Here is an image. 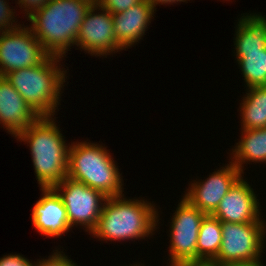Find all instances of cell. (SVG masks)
Wrapping results in <instances>:
<instances>
[{
    "label": "cell",
    "instance_id": "5",
    "mask_svg": "<svg viewBox=\"0 0 266 266\" xmlns=\"http://www.w3.org/2000/svg\"><path fill=\"white\" fill-rule=\"evenodd\" d=\"M109 150L98 143L72 142L67 177L94 188L106 197L124 195L123 179Z\"/></svg>",
    "mask_w": 266,
    "mask_h": 266
},
{
    "label": "cell",
    "instance_id": "26",
    "mask_svg": "<svg viewBox=\"0 0 266 266\" xmlns=\"http://www.w3.org/2000/svg\"><path fill=\"white\" fill-rule=\"evenodd\" d=\"M176 266H219L214 260H197L180 263Z\"/></svg>",
    "mask_w": 266,
    "mask_h": 266
},
{
    "label": "cell",
    "instance_id": "18",
    "mask_svg": "<svg viewBox=\"0 0 266 266\" xmlns=\"http://www.w3.org/2000/svg\"><path fill=\"white\" fill-rule=\"evenodd\" d=\"M246 89L239 106L241 129L266 128V85Z\"/></svg>",
    "mask_w": 266,
    "mask_h": 266
},
{
    "label": "cell",
    "instance_id": "15",
    "mask_svg": "<svg viewBox=\"0 0 266 266\" xmlns=\"http://www.w3.org/2000/svg\"><path fill=\"white\" fill-rule=\"evenodd\" d=\"M154 11L156 10L149 2L142 0L124 12L112 14L116 42L124 50L143 39L154 19Z\"/></svg>",
    "mask_w": 266,
    "mask_h": 266
},
{
    "label": "cell",
    "instance_id": "3",
    "mask_svg": "<svg viewBox=\"0 0 266 266\" xmlns=\"http://www.w3.org/2000/svg\"><path fill=\"white\" fill-rule=\"evenodd\" d=\"M124 195L109 197L104 203L92 237L102 241L145 239L154 235L159 225L156 206L145 199H127Z\"/></svg>",
    "mask_w": 266,
    "mask_h": 266
},
{
    "label": "cell",
    "instance_id": "7",
    "mask_svg": "<svg viewBox=\"0 0 266 266\" xmlns=\"http://www.w3.org/2000/svg\"><path fill=\"white\" fill-rule=\"evenodd\" d=\"M53 189L57 192L66 208L69 224L82 226L89 235L97 227L106 197L100 191L84 183L66 177Z\"/></svg>",
    "mask_w": 266,
    "mask_h": 266
},
{
    "label": "cell",
    "instance_id": "20",
    "mask_svg": "<svg viewBox=\"0 0 266 266\" xmlns=\"http://www.w3.org/2000/svg\"><path fill=\"white\" fill-rule=\"evenodd\" d=\"M235 60L247 88L266 85V49L262 52L246 53V56H236Z\"/></svg>",
    "mask_w": 266,
    "mask_h": 266
},
{
    "label": "cell",
    "instance_id": "2",
    "mask_svg": "<svg viewBox=\"0 0 266 266\" xmlns=\"http://www.w3.org/2000/svg\"><path fill=\"white\" fill-rule=\"evenodd\" d=\"M55 119L39 116L15 137L30 147L36 180L41 188H53L67 177L70 144L67 145Z\"/></svg>",
    "mask_w": 266,
    "mask_h": 266
},
{
    "label": "cell",
    "instance_id": "29",
    "mask_svg": "<svg viewBox=\"0 0 266 266\" xmlns=\"http://www.w3.org/2000/svg\"><path fill=\"white\" fill-rule=\"evenodd\" d=\"M126 266H127V265H126ZM129 266H130V265H129ZM131 266H144V264H141V265H140V263H139V264H133V265L131 264Z\"/></svg>",
    "mask_w": 266,
    "mask_h": 266
},
{
    "label": "cell",
    "instance_id": "4",
    "mask_svg": "<svg viewBox=\"0 0 266 266\" xmlns=\"http://www.w3.org/2000/svg\"><path fill=\"white\" fill-rule=\"evenodd\" d=\"M62 59L49 55L41 64L14 70L4 76L39 116H54L60 105L68 77L67 70L60 67Z\"/></svg>",
    "mask_w": 266,
    "mask_h": 266
},
{
    "label": "cell",
    "instance_id": "22",
    "mask_svg": "<svg viewBox=\"0 0 266 266\" xmlns=\"http://www.w3.org/2000/svg\"><path fill=\"white\" fill-rule=\"evenodd\" d=\"M141 1L142 0H95V3L107 9L111 14H115L124 12Z\"/></svg>",
    "mask_w": 266,
    "mask_h": 266
},
{
    "label": "cell",
    "instance_id": "6",
    "mask_svg": "<svg viewBox=\"0 0 266 266\" xmlns=\"http://www.w3.org/2000/svg\"><path fill=\"white\" fill-rule=\"evenodd\" d=\"M222 242L213 259L219 266L227 263L260 260L265 248L266 224L264 222H221Z\"/></svg>",
    "mask_w": 266,
    "mask_h": 266
},
{
    "label": "cell",
    "instance_id": "9",
    "mask_svg": "<svg viewBox=\"0 0 266 266\" xmlns=\"http://www.w3.org/2000/svg\"><path fill=\"white\" fill-rule=\"evenodd\" d=\"M49 55L29 26L0 32V77L41 64Z\"/></svg>",
    "mask_w": 266,
    "mask_h": 266
},
{
    "label": "cell",
    "instance_id": "12",
    "mask_svg": "<svg viewBox=\"0 0 266 266\" xmlns=\"http://www.w3.org/2000/svg\"><path fill=\"white\" fill-rule=\"evenodd\" d=\"M242 175L229 189L211 214L220 222L249 223L265 222L260 213L261 205L253 188ZM260 205V206H259Z\"/></svg>",
    "mask_w": 266,
    "mask_h": 266
},
{
    "label": "cell",
    "instance_id": "11",
    "mask_svg": "<svg viewBox=\"0 0 266 266\" xmlns=\"http://www.w3.org/2000/svg\"><path fill=\"white\" fill-rule=\"evenodd\" d=\"M242 174L232 162H229L212 172L207 179L190 183L191 186L189 184L183 197L200 211L211 215Z\"/></svg>",
    "mask_w": 266,
    "mask_h": 266
},
{
    "label": "cell",
    "instance_id": "19",
    "mask_svg": "<svg viewBox=\"0 0 266 266\" xmlns=\"http://www.w3.org/2000/svg\"><path fill=\"white\" fill-rule=\"evenodd\" d=\"M221 222L212 215H206L201 222L197 239V260H213L221 247Z\"/></svg>",
    "mask_w": 266,
    "mask_h": 266
},
{
    "label": "cell",
    "instance_id": "10",
    "mask_svg": "<svg viewBox=\"0 0 266 266\" xmlns=\"http://www.w3.org/2000/svg\"><path fill=\"white\" fill-rule=\"evenodd\" d=\"M95 10H100L97 13ZM96 12V13H95ZM77 47L91 56L106 57L124 50L115 39L112 14L95 2L87 11L76 37Z\"/></svg>",
    "mask_w": 266,
    "mask_h": 266
},
{
    "label": "cell",
    "instance_id": "27",
    "mask_svg": "<svg viewBox=\"0 0 266 266\" xmlns=\"http://www.w3.org/2000/svg\"><path fill=\"white\" fill-rule=\"evenodd\" d=\"M147 2H149L153 8L156 10V6L159 4L161 5H165V4H173V3H178V2H187V1H190V0H146Z\"/></svg>",
    "mask_w": 266,
    "mask_h": 266
},
{
    "label": "cell",
    "instance_id": "1",
    "mask_svg": "<svg viewBox=\"0 0 266 266\" xmlns=\"http://www.w3.org/2000/svg\"><path fill=\"white\" fill-rule=\"evenodd\" d=\"M95 0H50L46 6L27 18L30 29L41 46L50 54L66 57L84 17ZM69 49V50H68Z\"/></svg>",
    "mask_w": 266,
    "mask_h": 266
},
{
    "label": "cell",
    "instance_id": "23",
    "mask_svg": "<svg viewBox=\"0 0 266 266\" xmlns=\"http://www.w3.org/2000/svg\"><path fill=\"white\" fill-rule=\"evenodd\" d=\"M54 251L47 259H38L39 261L36 263L34 261V266H78L63 251H58L57 249Z\"/></svg>",
    "mask_w": 266,
    "mask_h": 266
},
{
    "label": "cell",
    "instance_id": "21",
    "mask_svg": "<svg viewBox=\"0 0 266 266\" xmlns=\"http://www.w3.org/2000/svg\"><path fill=\"white\" fill-rule=\"evenodd\" d=\"M8 3L9 2L6 0H0V32L6 31L8 29H14L21 25L17 23L18 20L14 17V14L16 13L15 10L13 7L10 9L11 7Z\"/></svg>",
    "mask_w": 266,
    "mask_h": 266
},
{
    "label": "cell",
    "instance_id": "17",
    "mask_svg": "<svg viewBox=\"0 0 266 266\" xmlns=\"http://www.w3.org/2000/svg\"><path fill=\"white\" fill-rule=\"evenodd\" d=\"M240 140L232 148L231 162L244 174L248 162L266 164V128L241 130Z\"/></svg>",
    "mask_w": 266,
    "mask_h": 266
},
{
    "label": "cell",
    "instance_id": "28",
    "mask_svg": "<svg viewBox=\"0 0 266 266\" xmlns=\"http://www.w3.org/2000/svg\"><path fill=\"white\" fill-rule=\"evenodd\" d=\"M262 260H255L252 262H238V263H227L221 266H264Z\"/></svg>",
    "mask_w": 266,
    "mask_h": 266
},
{
    "label": "cell",
    "instance_id": "25",
    "mask_svg": "<svg viewBox=\"0 0 266 266\" xmlns=\"http://www.w3.org/2000/svg\"><path fill=\"white\" fill-rule=\"evenodd\" d=\"M0 266H34V263L23 255L8 254L0 258Z\"/></svg>",
    "mask_w": 266,
    "mask_h": 266
},
{
    "label": "cell",
    "instance_id": "24",
    "mask_svg": "<svg viewBox=\"0 0 266 266\" xmlns=\"http://www.w3.org/2000/svg\"><path fill=\"white\" fill-rule=\"evenodd\" d=\"M50 0H18L17 4L20 9L25 11L26 18L30 17L35 11L40 10L48 4Z\"/></svg>",
    "mask_w": 266,
    "mask_h": 266
},
{
    "label": "cell",
    "instance_id": "14",
    "mask_svg": "<svg viewBox=\"0 0 266 266\" xmlns=\"http://www.w3.org/2000/svg\"><path fill=\"white\" fill-rule=\"evenodd\" d=\"M38 117L8 80L0 77V124L7 133L16 137Z\"/></svg>",
    "mask_w": 266,
    "mask_h": 266
},
{
    "label": "cell",
    "instance_id": "8",
    "mask_svg": "<svg viewBox=\"0 0 266 266\" xmlns=\"http://www.w3.org/2000/svg\"><path fill=\"white\" fill-rule=\"evenodd\" d=\"M206 215L182 196L170 222L168 266L197 261V239Z\"/></svg>",
    "mask_w": 266,
    "mask_h": 266
},
{
    "label": "cell",
    "instance_id": "13",
    "mask_svg": "<svg viewBox=\"0 0 266 266\" xmlns=\"http://www.w3.org/2000/svg\"><path fill=\"white\" fill-rule=\"evenodd\" d=\"M40 191L42 196L32 209V225L43 236L61 238L71 229L63 201L53 188Z\"/></svg>",
    "mask_w": 266,
    "mask_h": 266
},
{
    "label": "cell",
    "instance_id": "16",
    "mask_svg": "<svg viewBox=\"0 0 266 266\" xmlns=\"http://www.w3.org/2000/svg\"><path fill=\"white\" fill-rule=\"evenodd\" d=\"M266 15L251 13L238 19L234 38L235 56L246 53L262 52L266 49Z\"/></svg>",
    "mask_w": 266,
    "mask_h": 266
}]
</instances>
